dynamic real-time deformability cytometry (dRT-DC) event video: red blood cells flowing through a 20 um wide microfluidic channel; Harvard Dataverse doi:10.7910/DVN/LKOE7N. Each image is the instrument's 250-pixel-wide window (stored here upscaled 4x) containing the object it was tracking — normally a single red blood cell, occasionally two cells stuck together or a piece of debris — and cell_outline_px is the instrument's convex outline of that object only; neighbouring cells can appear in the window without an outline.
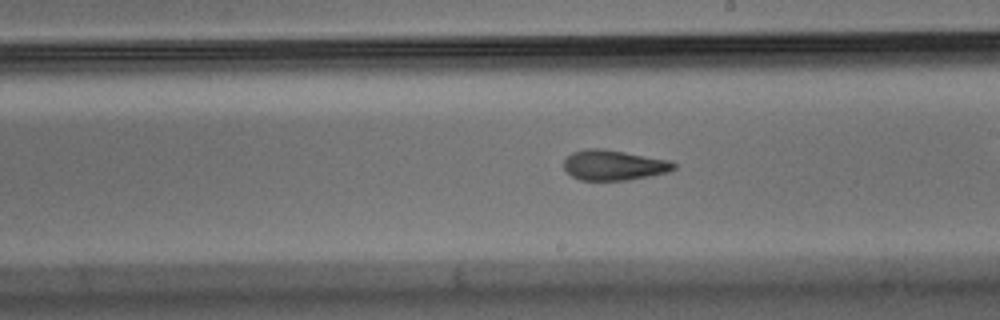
{"species": "Egyptian fruit bat (a non-hibernating species)", "species_latin": "Rousettus aegyptiacus", "temperature_condition": "warm", "stored_images_in_passage": 52, "camera_frame_rate_fps": 3000, "um_per_image_px": 0.085, "animal": {"sex": "male"}, "frame": {"image": 1, "passage_image": 30, "time_ms": 9.667, "image_size_px": [1000, 320], "cell_outline_px": [[676, 168], [668, 172], [652, 176], [628, 180], [580, 180], [572, 176], [564, 168], [564, 160], [572, 152], [588, 148], [604, 148], [672, 160], [676, 164]], "centroid_in_image_um": [52.22, 14.03], "position_along_channel_um": 236.8, "area_um2": 19.65}}